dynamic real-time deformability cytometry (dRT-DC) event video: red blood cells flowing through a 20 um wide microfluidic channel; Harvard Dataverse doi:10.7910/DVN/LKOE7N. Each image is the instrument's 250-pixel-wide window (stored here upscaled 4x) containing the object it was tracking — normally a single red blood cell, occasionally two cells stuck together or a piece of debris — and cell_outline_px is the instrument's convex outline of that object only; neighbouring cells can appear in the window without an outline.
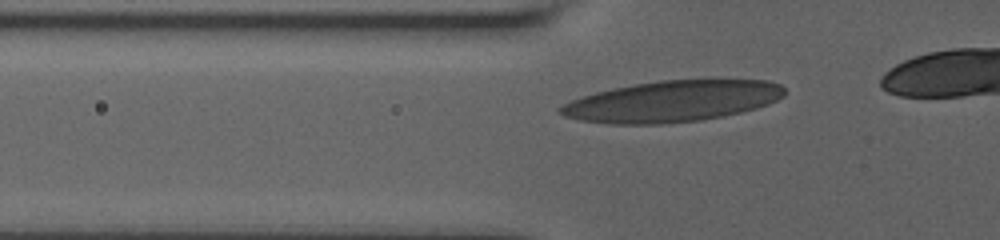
{"species": "human", "species_latin": "Homo sapiens", "temperature_condition": "room temperature", "stored_images_in_passage": 35, "camera_frame_rate_fps": 3000, "um_per_image_px": 0.085, "donor": {"sex": "male"}, "frame": {"image": 1, "passage_image": 8, "time_ms": 2.333, "image_size_px": [1000, 240], "cell_outline_px": [[784, 96], [768, 104], [756, 108], [724, 116], [700, 120], [660, 124], [608, 124], [580, 120], [564, 116], [556, 108], [572, 100], [596, 92], [612, 88], [632, 84], [660, 80], [768, 80], [780, 84], [784, 88]], "centroid_in_image_um": [57.13, 8.61], "position_along_channel_um": 68.7, "area_um2": 53.64}}
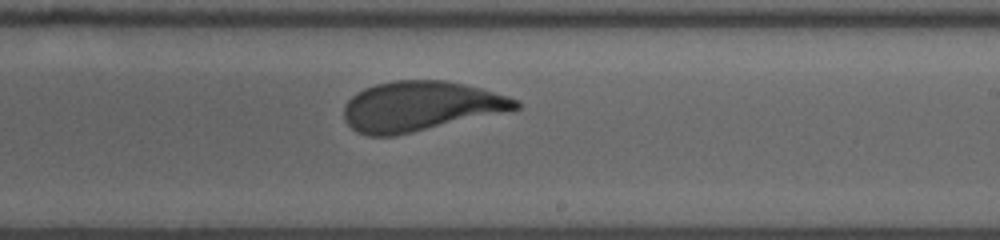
{"frame": {"image": 2, "passage_image": 23, "time_ms": 7.333, "image_size_px": [1000, 240], "cell_outline_px": [[520, 108], [396, 136], [368, 136], [356, 132], [344, 120], [344, 104], [356, 92], [364, 88], [376, 84], [392, 80], [444, 80], [464, 84], [480, 88], [508, 96], [516, 100], [520, 104]], "centroid_in_image_um": [35.67, 9.03], "position_along_channel_um": 253.3, "area_um2": 49.65}}
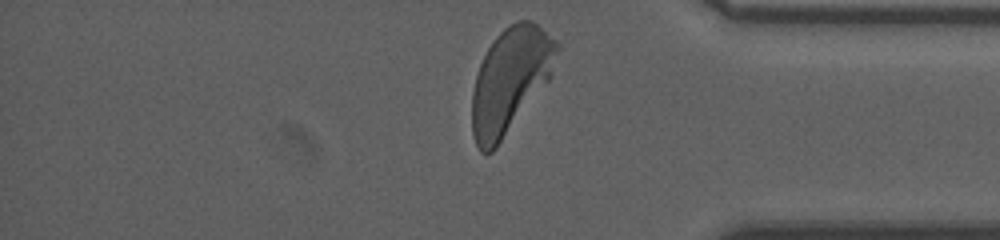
{"frame": {"image": 3, "passage_image": 35, "time_ms": 11.333, "image_size_px": [1000, 240], "cell_outline_px": [[560, 48], [552, 76], [496, 148], [492, 152], [480, 152], [476, 144], [472, 132], [472, 92], [476, 76], [480, 64], [488, 48], [496, 36], [504, 28], [516, 20], [532, 20], [556, 40], [560, 44]], "centroid_in_image_um": [43.39, 6.81], "position_along_channel_um": 391.8, "area_um2": 51.9}}